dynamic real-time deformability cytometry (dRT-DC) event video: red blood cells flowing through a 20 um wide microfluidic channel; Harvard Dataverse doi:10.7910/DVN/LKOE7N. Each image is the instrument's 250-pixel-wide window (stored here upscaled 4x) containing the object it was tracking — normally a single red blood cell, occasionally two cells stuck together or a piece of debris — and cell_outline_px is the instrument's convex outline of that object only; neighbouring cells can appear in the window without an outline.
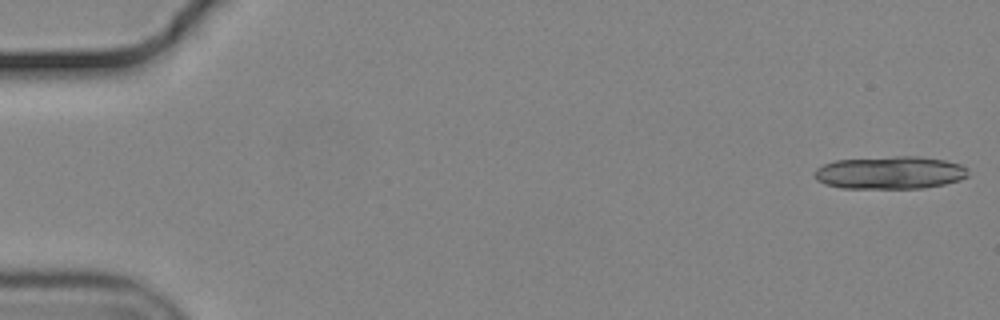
{"species": "common noctule bat (a hibernating species)", "species_latin": "Nyctalus noctula", "temperature_condition": "cold", "stored_images_in_passage": 25, "camera_frame_rate_fps": 3000, "um_per_image_px": 0.085, "animal": {"sex": "male", "body_mass_g": 19.2, "forearm_length_mm": 51.8}, "frame": {"image": 1, "passage_image": 1, "time_ms": 0.0, "image_size_px": [1000, 320], "cell_outline_px": [[968, 176], [960, 180], [944, 184], [924, 188], [840, 188], [824, 184], [816, 180], [816, 168], [824, 164], [836, 160], [892, 156], [920, 156], [944, 160], [960, 164], [968, 168]], "centroid_in_image_um": [75.67, 14.67], "position_along_channel_um": 9.3, "area_um2": 29.48}}
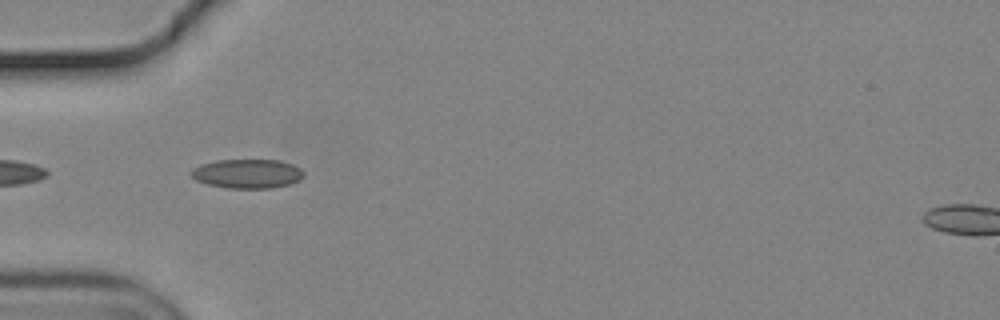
{"frame": {"image": 2, "passage_image": 18, "time_ms": 5.667, "image_size_px": [1000, 320], "cell_outline_px": [[304, 176], [300, 180], [288, 184], [272, 188], [224, 188], [208, 184], [196, 180], [192, 176], [192, 168], [200, 164], [216, 160], [280, 160], [292, 164], [300, 168], [304, 172]], "centroid_in_image_um": [21.03, 14.76], "position_along_channel_um": 64.0, "area_um2": 19.19}}
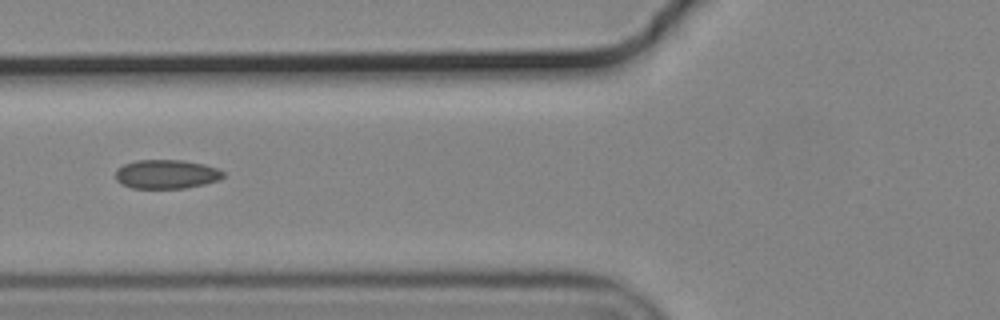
{"frame": {"image": 3, "passage_image": 22, "time_ms": 7.0, "image_size_px": [1000, 320], "cell_outline_px": [[224, 176], [220, 180], [204, 184], [184, 188], [132, 188], [120, 184], [116, 180], [116, 168], [124, 164], [136, 160], [184, 160], [204, 164], [216, 168], [224, 172]], "centroid_in_image_um": [14.13, 14.8], "position_along_channel_um": 111.7, "area_um2": 18.32}}